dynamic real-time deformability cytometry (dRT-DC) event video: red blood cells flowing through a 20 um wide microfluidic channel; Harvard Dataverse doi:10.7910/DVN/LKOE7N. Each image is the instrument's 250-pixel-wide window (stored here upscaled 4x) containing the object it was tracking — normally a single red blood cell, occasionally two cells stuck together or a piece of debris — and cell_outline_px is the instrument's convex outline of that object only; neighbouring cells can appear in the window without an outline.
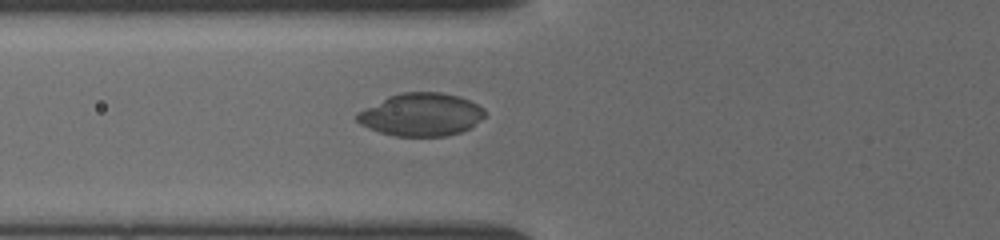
{"species": "common noctule bat (a hibernating species)", "species_latin": "Nyctalus noctula", "temperature_condition": "cold", "stored_images_in_passage": 8, "camera_frame_rate_fps": 3000, "um_per_image_px": 0.085, "animal": {"sex": "female", "body_mass_g": 19.5, "forearm_length_mm": 54.1}, "frame": {"image": 1, "passage_image": 8, "time_ms": 6.0, "image_size_px": [1000, 240], "cell_outline_px": [[484, 116], [468, 128], [460, 132], [444, 136], [396, 136], [380, 132], [368, 128], [360, 124], [356, 120], [356, 112], [388, 96], [404, 92], [440, 92], [460, 96], [484, 108]], "centroid_in_image_um": [35.75, 9.73], "position_along_channel_um": 90.0, "area_um2": 31.73}}